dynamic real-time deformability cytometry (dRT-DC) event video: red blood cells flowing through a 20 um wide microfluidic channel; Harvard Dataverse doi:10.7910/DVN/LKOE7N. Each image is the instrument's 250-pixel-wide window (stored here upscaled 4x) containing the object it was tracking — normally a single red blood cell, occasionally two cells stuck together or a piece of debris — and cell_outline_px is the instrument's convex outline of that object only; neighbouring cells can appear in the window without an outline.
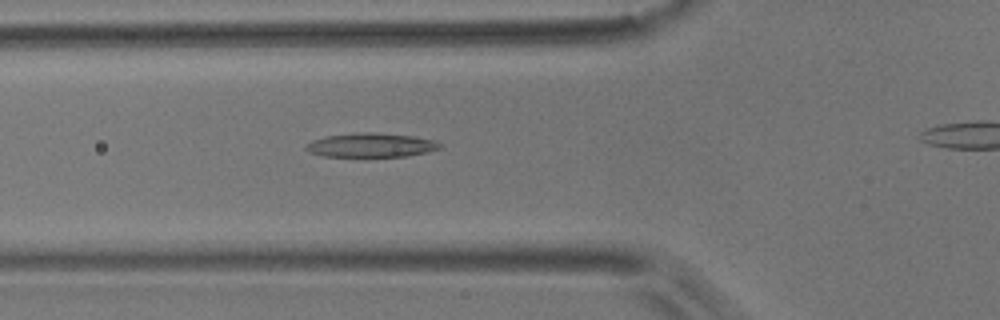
{"species": "common noctule bat (a hibernating species)", "species_latin": "Nyctalus noctula", "temperature_condition": "room temperature", "stored_images_in_passage": 37, "camera_frame_rate_fps": 3000, "um_per_image_px": 0.085, "animal": {"sex": "male", "body_mass_g": 17.9}, "frame": {"image": 1, "passage_image": 9, "time_ms": 2.667, "image_size_px": [1000, 320], "cell_outline_px": [[444, 144], [440, 148], [428, 152], [408, 156], [324, 156], [312, 152], [304, 148], [312, 140], [328, 136], [360, 132], [372, 132], [412, 136], [436, 140]], "centroid_in_image_um": [31.62, 12.33], "position_along_channel_um": 94.2, "area_um2": 18.61}}
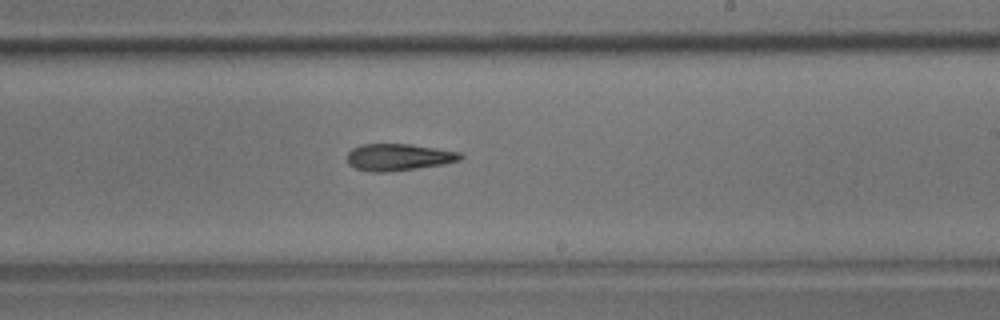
{"frame": {"image": 2, "passage_image": 22, "time_ms": 7.0, "image_size_px": [1000, 320], "cell_outline_px": [[464, 156], [460, 160], [444, 164], [388, 172], [372, 172], [356, 168], [348, 164], [348, 152], [352, 148], [360, 144], [408, 144], [436, 148], [460, 152]], "centroid_in_image_um": [33.87, 13.35], "position_along_channel_um": 255.1, "area_um2": 17.69}}
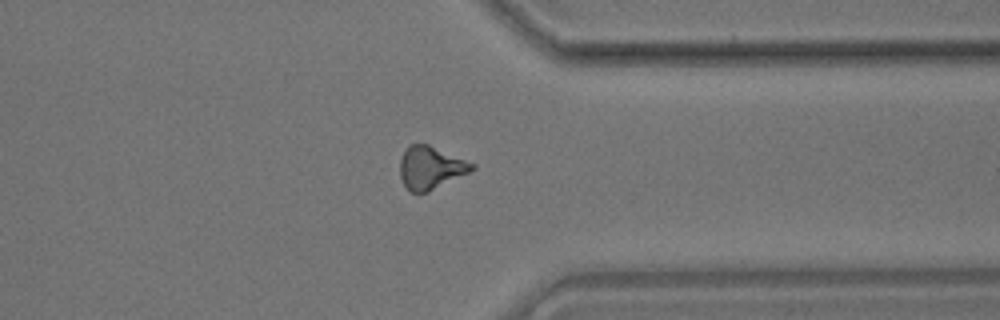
{"frame": {"image": 3, "passage_image": 32, "time_ms": 10.333, "image_size_px": [1000, 320], "cell_outline_px": [[476, 168], [428, 192], [408, 192], [400, 176], [400, 160], [408, 144], [428, 144], [476, 164]], "centroid_in_image_um": [36.58, 14.25], "position_along_channel_um": 374.8, "area_um2": 17.8}, "authors_computed_cell_mechanics": {"area_um2": 17.9758, "velocity_mm_per_s": 3.6977, "shape_relaxation_time_tau1_ms": 7.7196, "shape_relaxation_time_tau2_ms": 4.4969, "deformation_change_tau1": 0.1776, "deformation_change_tau2": 0.1443}}